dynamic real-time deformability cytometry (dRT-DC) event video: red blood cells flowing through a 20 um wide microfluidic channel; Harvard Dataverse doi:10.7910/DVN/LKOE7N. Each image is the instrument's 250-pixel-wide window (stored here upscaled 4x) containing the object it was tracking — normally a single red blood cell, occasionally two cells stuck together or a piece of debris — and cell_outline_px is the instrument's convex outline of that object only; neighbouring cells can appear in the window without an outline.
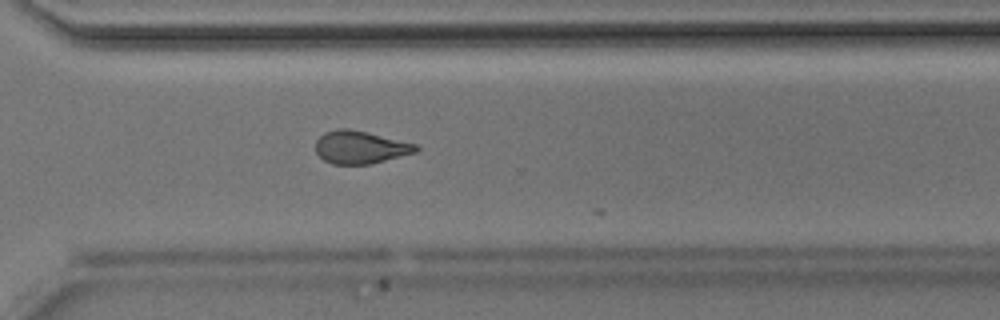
{"species": "Egyptian fruit bat (a non-hibernating species)", "species_latin": "Rousettus aegyptiacus", "temperature_condition": "room temperature", "stored_images_in_passage": 33, "camera_frame_rate_fps": 3000, "um_per_image_px": 0.085, "animal": {"sex": "male"}, "frame": {"image": 1, "passage_image": 32, "time_ms": 10.333, "image_size_px": [1000, 320], "cell_outline_px": [[420, 148], [416, 152], [372, 164], [332, 164], [324, 160], [316, 152], [316, 140], [324, 132], [336, 128], [348, 128], [368, 132], [416, 144]], "centroid_in_image_um": [30.61, 12.51], "position_along_channel_um": 340.0, "area_um2": 19.25}}